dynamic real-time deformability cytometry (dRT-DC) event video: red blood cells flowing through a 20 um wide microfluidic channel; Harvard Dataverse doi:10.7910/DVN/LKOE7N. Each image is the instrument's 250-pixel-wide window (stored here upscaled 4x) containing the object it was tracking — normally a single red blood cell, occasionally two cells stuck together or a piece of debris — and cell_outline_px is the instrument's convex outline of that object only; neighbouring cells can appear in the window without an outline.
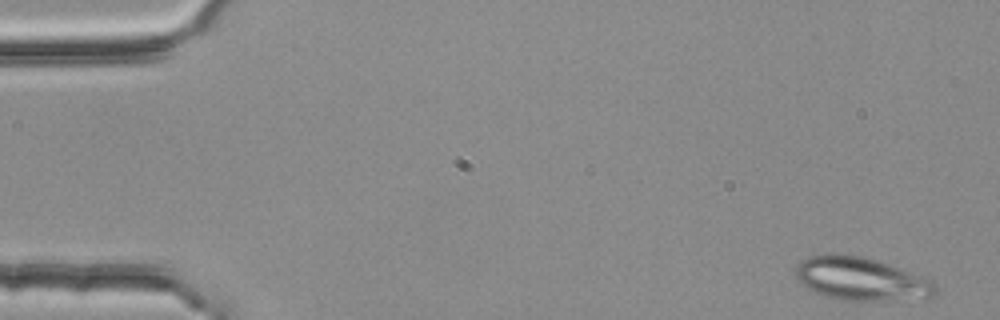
{"species": "common noctule bat (a hibernating species)", "species_latin": "Nyctalus noctula", "temperature_condition": "room temperature", "stored_images_in_passage": 4, "camera_frame_rate_fps": 3000, "um_per_image_px": 0.085, "animal": {"sex": "female", "body_mass_g": 25.1}, "frame": {"image": 1, "passage_image": 1, "time_ms": 0.0, "image_size_px": [1000, 320], "cell_outline_px": [[936, 292], [932, 296], [884, 300], [840, 300], [824, 296], [800, 284], [796, 276], [796, 264], [800, 260], [808, 256], [836, 252], [840, 252], [864, 256], [880, 260], [932, 280], [936, 284]], "centroid_in_image_um": [73.12, 23.66], "position_along_channel_um": 11.9, "area_um2": 35.43}}